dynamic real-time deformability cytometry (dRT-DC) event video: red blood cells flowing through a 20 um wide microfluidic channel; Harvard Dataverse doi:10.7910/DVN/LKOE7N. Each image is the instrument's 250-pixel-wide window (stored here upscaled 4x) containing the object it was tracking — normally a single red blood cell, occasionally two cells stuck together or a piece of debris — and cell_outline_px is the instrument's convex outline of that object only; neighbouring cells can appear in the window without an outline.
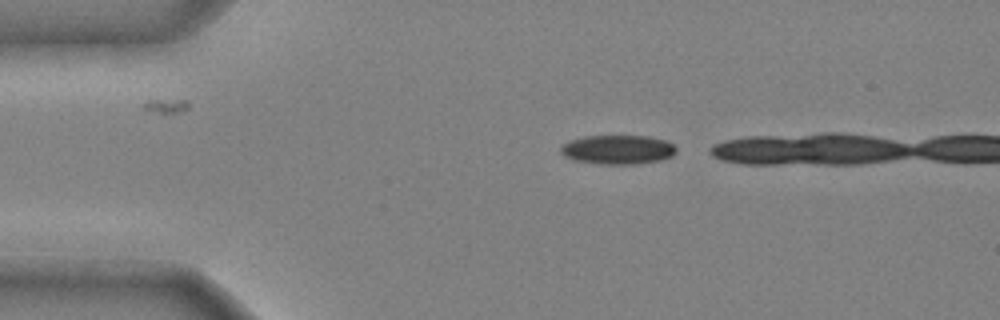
{"species": "common noctule bat (a hibernating species)", "species_latin": "Nyctalus noctula", "temperature_condition": "cold", "stored_images_in_passage": 6, "camera_frame_rate_fps": 3000, "um_per_image_px": 0.085, "animal": {"sex": "male", "body_mass_g": 20.4}, "frame": {"image": 1, "passage_image": 1, "time_ms": 0.0, "image_size_px": [1000, 320], "cell_outline_px": [[676, 152], [672, 156], [660, 160], [636, 164], [600, 164], [572, 160], [564, 156], [560, 152], [560, 148], [564, 144], [572, 140], [584, 136], [648, 136], [664, 140], [672, 144], [676, 148]], "centroid_in_image_um": [52.5, 12.72], "position_along_channel_um": 32.5, "area_um2": 19.59}}